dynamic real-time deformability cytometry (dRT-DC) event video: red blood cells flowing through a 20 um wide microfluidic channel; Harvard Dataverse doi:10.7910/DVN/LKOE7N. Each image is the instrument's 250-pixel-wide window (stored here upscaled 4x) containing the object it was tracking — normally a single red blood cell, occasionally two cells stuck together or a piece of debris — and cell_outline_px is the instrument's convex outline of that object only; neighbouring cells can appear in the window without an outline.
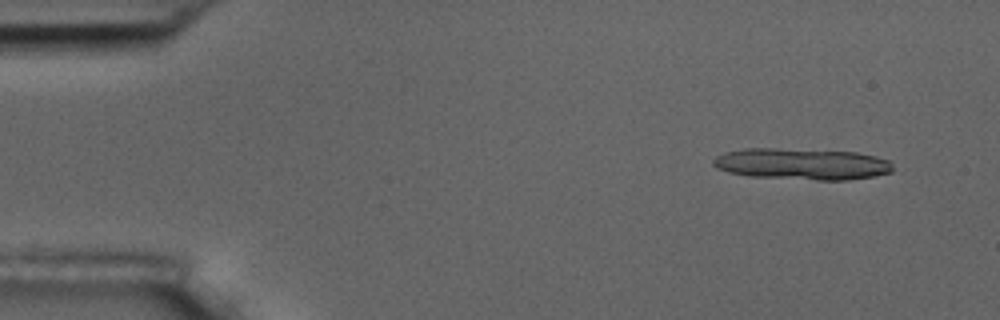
{"species": "common noctule bat (a hibernating species)", "species_latin": "Nyctalus noctula", "temperature_condition": "room temperature", "stored_images_in_passage": 4, "camera_frame_rate_fps": 3000, "um_per_image_px": 0.085, "animal": {"sex": "male", "body_mass_g": 17.5, "forearm_length_mm": 52.3}, "frame": {"image": 1, "passage_image": 1, "time_ms": 0.0, "image_size_px": [1000, 320], "cell_outline_px": [[892, 172], [872, 176], [848, 180], [816, 180], [748, 176], [728, 172], [716, 168], [712, 164], [712, 160], [716, 156], [724, 152], [744, 148], [776, 148], [856, 152], [876, 156], [888, 160], [892, 164]], "centroid_in_image_um": [68.12, 13.94], "position_along_channel_um": 16.9, "area_um2": 33.06}}